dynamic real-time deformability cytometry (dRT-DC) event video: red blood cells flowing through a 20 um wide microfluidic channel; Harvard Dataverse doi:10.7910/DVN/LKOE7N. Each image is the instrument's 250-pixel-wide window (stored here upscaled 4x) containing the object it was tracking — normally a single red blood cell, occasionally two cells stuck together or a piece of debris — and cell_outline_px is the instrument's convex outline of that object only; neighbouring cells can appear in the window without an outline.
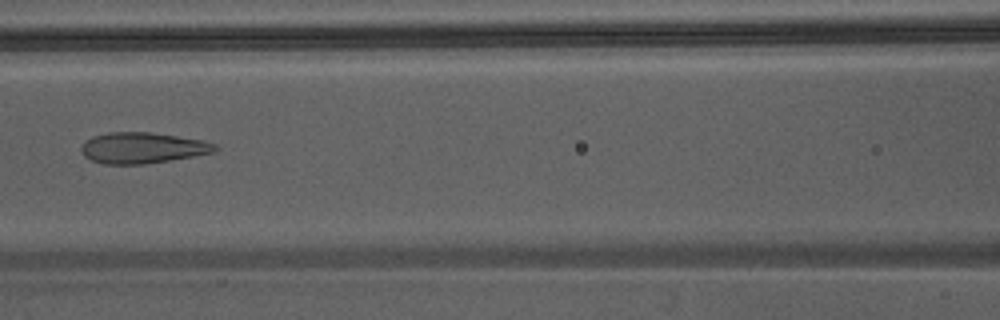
{"species": "Egyptian fruit bat (a non-hibernating species)", "species_latin": "Rousettus aegyptiacus", "temperature_condition": "warm", "stored_images_in_passage": 47, "camera_frame_rate_fps": 3000, "um_per_image_px": 0.085, "animal": {"sex": "male"}, "frame": {"image": 1, "passage_image": 23, "time_ms": 7.333, "image_size_px": [1000, 320], "cell_outline_px": [[220, 148], [216, 152], [144, 164], [104, 164], [92, 160], [84, 156], [80, 152], [80, 148], [84, 140], [92, 136], [108, 132], [148, 132], [176, 136], [200, 140], [216, 144]], "centroid_in_image_um": [12.07, 12.56], "position_along_channel_um": 154.5, "area_um2": 24.1}}
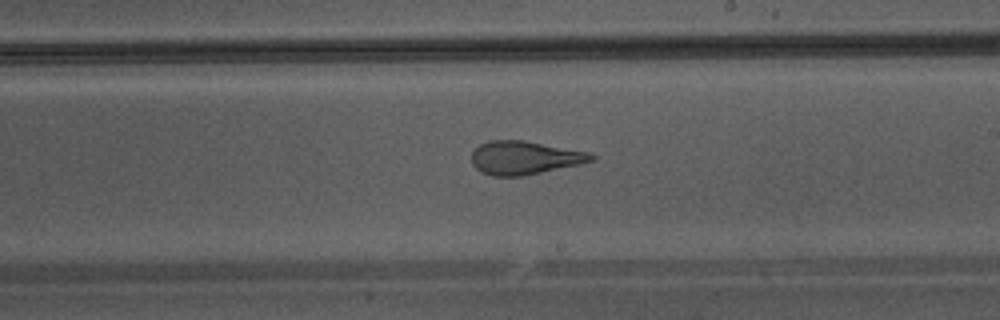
{"frame": {"image": 2, "passage_image": 29, "time_ms": 9.333, "image_size_px": [1000, 320], "cell_outline_px": [[596, 160], [580, 164], [520, 176], [492, 176], [480, 172], [472, 164], [472, 152], [480, 144], [488, 140], [524, 140], [588, 152], [596, 156]], "centroid_in_image_um": [44.57, 13.4], "position_along_channel_um": 244.4, "area_um2": 23.24}}
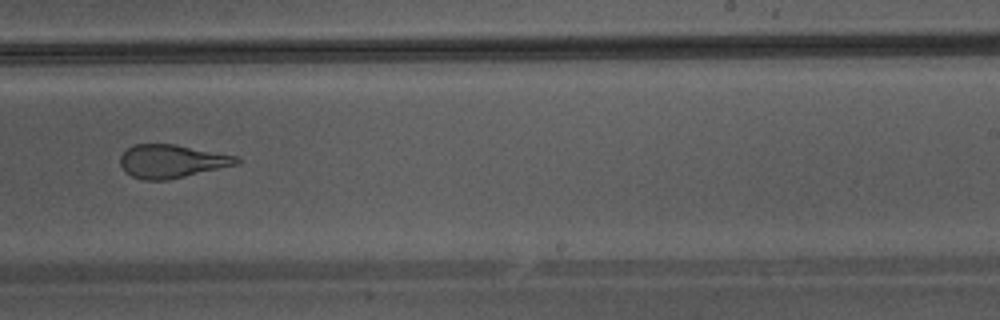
{"frame": {"image": 3, "passage_image": 31, "time_ms": 10.0, "image_size_px": [1000, 320], "cell_outline_px": [[244, 160], [236, 164], [168, 180], [144, 180], [132, 176], [120, 164], [120, 156], [132, 144], [176, 144], [240, 156]], "centroid_in_image_um": [14.63, 13.69], "position_along_channel_um": 274.4, "area_um2": 22.54}}